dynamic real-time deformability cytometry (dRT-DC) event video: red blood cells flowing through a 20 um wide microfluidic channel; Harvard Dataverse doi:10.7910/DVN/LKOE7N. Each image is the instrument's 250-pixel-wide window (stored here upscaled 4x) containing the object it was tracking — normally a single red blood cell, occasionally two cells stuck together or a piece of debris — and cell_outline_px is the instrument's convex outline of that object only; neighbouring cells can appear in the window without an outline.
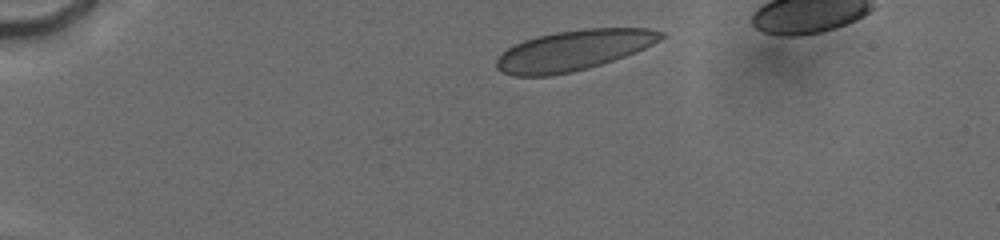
{"species": "human", "species_latin": "Homo sapiens", "temperature_condition": "cold", "stored_images_in_passage": 16, "camera_frame_rate_fps": 3000, "um_per_image_px": 0.085, "donor": {"sex": "male"}, "frame": {"image": 1, "passage_image": 6, "time_ms": 1.0, "image_size_px": [1000, 240], "cell_outline_px": [[668, 36], [636, 52], [588, 68], [572, 72], [548, 76], [512, 76], [496, 68], [496, 60], [508, 48], [524, 40], [536, 36], [556, 32], [584, 28], [648, 28], [664, 32]], "centroid_in_image_um": [48.77, 4.27], "position_along_channel_um": 36.2, "area_um2": 38.55}}